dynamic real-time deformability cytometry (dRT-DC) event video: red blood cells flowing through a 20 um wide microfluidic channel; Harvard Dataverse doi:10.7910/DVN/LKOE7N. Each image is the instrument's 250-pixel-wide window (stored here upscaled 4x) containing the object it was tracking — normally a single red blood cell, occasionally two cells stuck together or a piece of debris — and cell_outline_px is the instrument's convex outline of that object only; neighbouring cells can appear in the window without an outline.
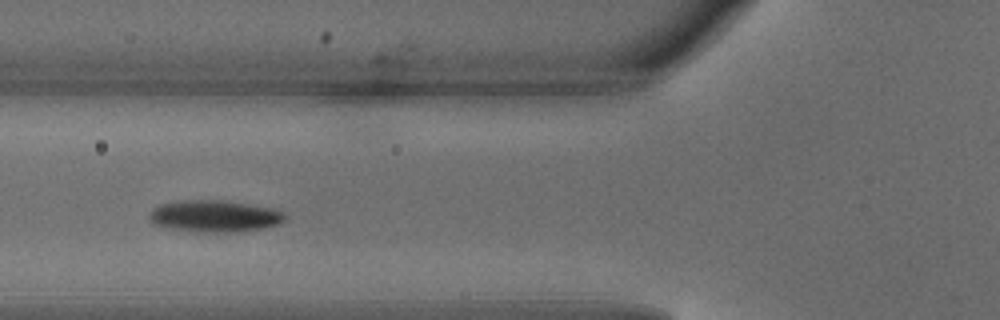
{"species": "common noctule bat (a hibernating species)", "species_latin": "Nyctalus noctula", "temperature_condition": "warm", "stored_images_in_passage": 4, "camera_frame_rate_fps": 3000, "um_per_image_px": 0.085, "animal": {"sex": "male", "body_mass_g": 18.8}, "frame": {"image": 1, "passage_image": 4, "time_ms": 1.0, "image_size_px": [1000, 320], "cell_outline_px": [[284, 220], [280, 224], [264, 228], [236, 232], [204, 232], [168, 228], [152, 224], [148, 216], [152, 208], [160, 204], [184, 200], [220, 200], [276, 208], [284, 212]], "centroid_in_image_um": [18.24, 18.37], "position_along_channel_um": 107.6, "area_um2": 25.26}}